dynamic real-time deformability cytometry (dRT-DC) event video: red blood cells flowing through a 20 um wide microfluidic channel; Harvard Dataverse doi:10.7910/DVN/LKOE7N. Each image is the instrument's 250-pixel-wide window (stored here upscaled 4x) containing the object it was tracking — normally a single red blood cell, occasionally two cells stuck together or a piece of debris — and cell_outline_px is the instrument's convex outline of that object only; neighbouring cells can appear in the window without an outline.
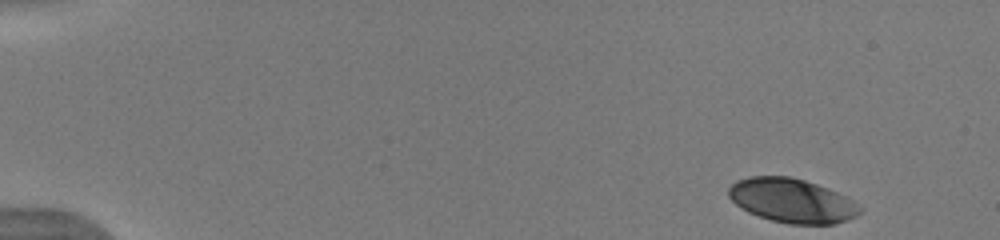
{"species": "human", "species_latin": "Homo sapiens", "temperature_condition": "warm", "stored_images_in_passage": 48, "camera_frame_rate_fps": 3000, "um_per_image_px": 0.085, "donor": {"sex": "male"}, "frame": {"image": 1, "passage_image": 1, "time_ms": 0.0, "image_size_px": [1000, 240], "cell_outline_px": [[864, 208], [856, 216], [848, 220], [836, 224], [788, 224], [772, 220], [748, 212], [740, 208], [728, 196], [728, 188], [736, 180], [748, 176], [788, 176], [804, 180], [828, 188], [848, 196], [860, 204]], "centroid_in_image_um": [67.35, 17.05], "position_along_channel_um": 17.6, "area_um2": 34.1}}
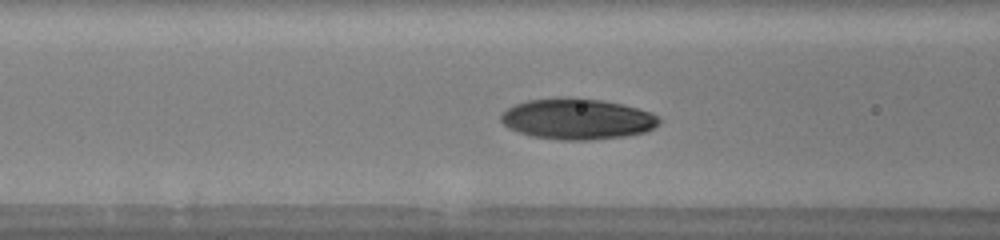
{"frame": {"image": 2, "passage_image": 19, "time_ms": 6.0, "image_size_px": [1000, 240], "cell_outline_px": [[660, 124], [656, 128], [644, 132], [624, 136], [588, 140], [560, 140], [532, 136], [508, 128], [500, 120], [500, 116], [508, 108], [516, 104], [528, 100], [556, 96], [564, 96], [604, 100], [624, 104], [652, 112], [660, 116]], "centroid_in_image_um": [49.11, 10.09], "position_along_channel_um": 117.5, "area_um2": 38.15}}
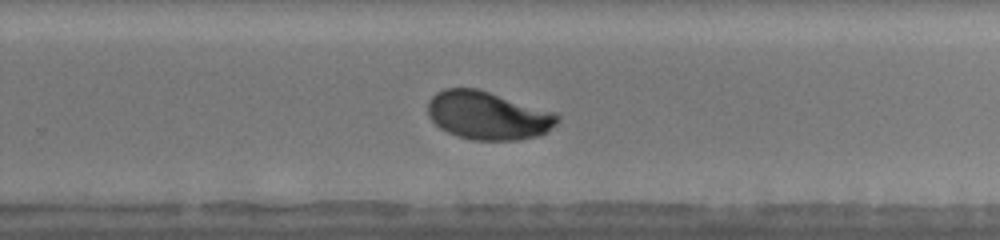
{"frame": {"image": 3, "passage_image": 32, "time_ms": 10.333, "image_size_px": [1000, 240], "cell_outline_px": [[560, 120], [556, 124], [540, 136], [520, 140], [472, 140], [456, 136], [440, 128], [428, 116], [428, 100], [436, 92], [444, 88], [476, 88], [556, 112], [560, 116]], "centroid_in_image_um": [41.48, 9.82], "position_along_channel_um": 288.3, "area_um2": 36.65}, "authors_computed_cell_mechanics": {"area_um2": 36.6452, "velocity_mm_per_s": 3.9534, "shape_relaxation_time_tau1_ms": 3.5358, "shape_relaxation_time_tau2_ms": 0.9375, "deformation_change_tau1": 0.152, "deformation_change_tau2": 0.0497}}